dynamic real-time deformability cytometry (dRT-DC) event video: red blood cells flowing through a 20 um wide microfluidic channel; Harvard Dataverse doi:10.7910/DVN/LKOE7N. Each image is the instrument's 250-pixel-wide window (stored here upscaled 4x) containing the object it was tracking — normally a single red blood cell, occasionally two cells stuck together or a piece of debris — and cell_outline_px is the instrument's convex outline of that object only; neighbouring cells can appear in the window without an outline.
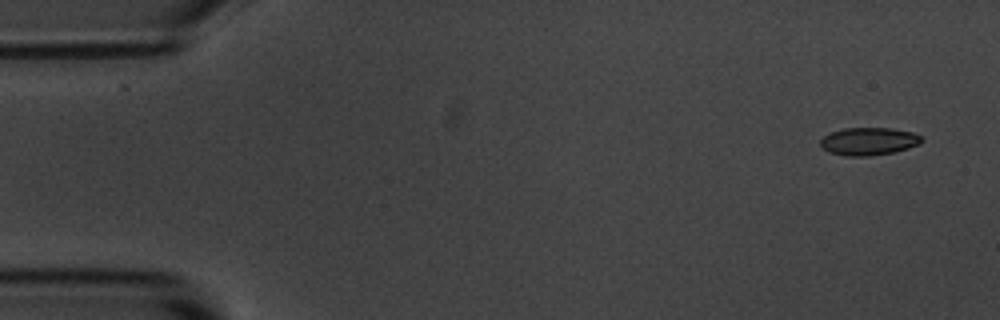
{"species": "common noctule bat (a hibernating species)", "species_latin": "Nyctalus noctula", "temperature_condition": "room temperature", "stored_images_in_passage": 4, "camera_frame_rate_fps": 3000, "um_per_image_px": 0.085, "animal": {"sex": "male", "body_mass_g": 20.1, "forearm_length_mm": 53.5}, "frame": {"image": 1, "passage_image": 1, "time_ms": 0.0, "image_size_px": [1000, 320], "cell_outline_px": [[924, 140], [920, 144], [908, 148], [892, 152], [872, 156], [844, 156], [828, 152], [820, 144], [820, 140], [824, 136], [832, 132], [844, 128], [892, 128], [912, 132], [924, 136]], "centroid_in_image_um": [73.88, 12.01], "position_along_channel_um": 11.1, "area_um2": 16.47}}